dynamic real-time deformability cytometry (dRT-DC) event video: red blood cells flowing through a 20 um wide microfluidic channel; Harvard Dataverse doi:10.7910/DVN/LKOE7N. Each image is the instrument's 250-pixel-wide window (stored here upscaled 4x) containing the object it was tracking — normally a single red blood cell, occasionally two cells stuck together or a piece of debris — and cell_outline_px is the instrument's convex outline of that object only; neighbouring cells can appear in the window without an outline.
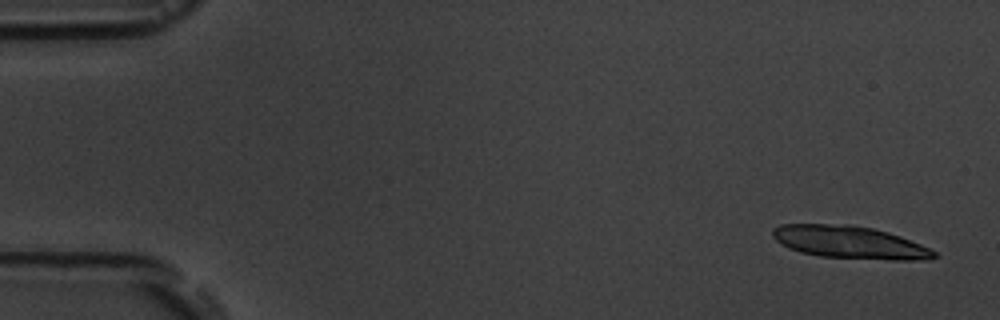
{"species": "common noctule bat (a hibernating species)", "species_latin": "Nyctalus noctula", "temperature_condition": "room temperature", "stored_images_in_passage": 4, "camera_frame_rate_fps": 3000, "um_per_image_px": 0.085, "animal": {"sex": "male", "body_mass_g": 19.5, "forearm_length_mm": 54.6}, "frame": {"image": 1, "passage_image": 1, "time_ms": 0.0, "image_size_px": [1000, 320], "cell_outline_px": [[940, 256], [920, 260], [888, 260], [820, 256], [800, 252], [788, 248], [780, 244], [772, 236], [772, 228], [780, 224], [852, 224], [872, 228], [888, 232], [900, 236], [920, 244], [936, 252]], "centroid_in_image_um": [72.19, 20.59], "position_along_channel_um": 12.8, "area_um2": 30.81}}